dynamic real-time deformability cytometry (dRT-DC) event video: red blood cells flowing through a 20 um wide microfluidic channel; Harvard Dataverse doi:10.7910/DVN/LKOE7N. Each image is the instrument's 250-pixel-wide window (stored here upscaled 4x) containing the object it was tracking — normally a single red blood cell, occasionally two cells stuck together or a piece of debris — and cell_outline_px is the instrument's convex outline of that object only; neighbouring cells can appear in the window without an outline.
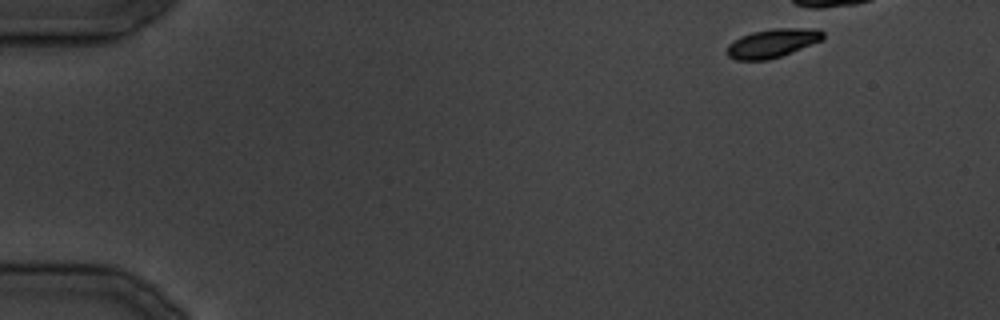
{"species": "common noctule bat (a hibernating species)", "species_latin": "Nyctalus noctula", "temperature_condition": "cold", "stored_images_in_passage": 9, "camera_frame_rate_fps": 3000, "um_per_image_px": 0.085, "animal": {"sex": "male", "body_mass_g": 19.5, "forearm_length_mm": 54.6}, "frame": {"image": 1, "passage_image": 1, "time_ms": 0.0, "image_size_px": [1000, 320], "cell_outline_px": [[824, 40], [780, 56], [768, 60], [736, 60], [728, 56], [728, 44], [740, 36], [752, 32], [772, 28], [804, 28], [824, 32]], "centroid_in_image_um": [65.64, 3.67], "position_along_channel_um": 19.4, "area_um2": 15.95}}